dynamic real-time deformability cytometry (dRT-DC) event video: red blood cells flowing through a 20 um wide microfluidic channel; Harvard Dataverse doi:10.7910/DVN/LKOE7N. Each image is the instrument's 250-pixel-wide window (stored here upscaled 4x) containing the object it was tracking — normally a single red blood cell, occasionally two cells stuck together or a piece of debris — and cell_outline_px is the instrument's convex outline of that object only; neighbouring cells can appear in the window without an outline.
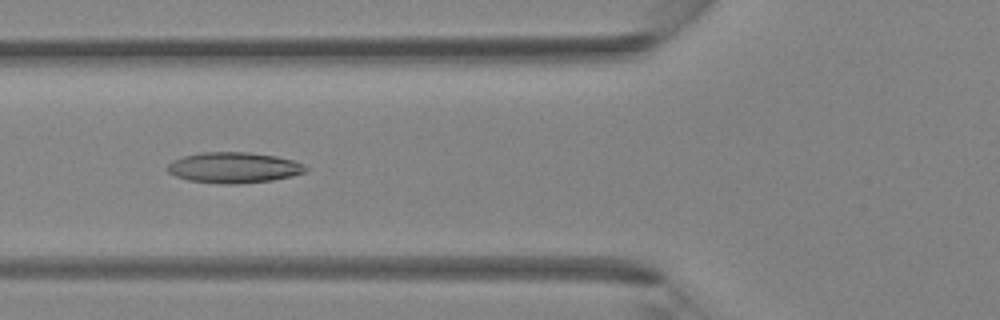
{"species": "Egyptian fruit bat (a non-hibernating species)", "species_latin": "Rousettus aegyptiacus", "temperature_condition": "room temperature", "stored_images_in_passage": 44, "camera_frame_rate_fps": 3000, "um_per_image_px": 0.085, "animal": {"sex": "female"}, "frame": {"image": 1, "passage_image": 17, "time_ms": 5.333, "image_size_px": [1000, 320], "cell_outline_px": [[308, 168], [304, 172], [292, 176], [272, 180], [236, 184], [228, 184], [188, 180], [176, 176], [168, 172], [168, 164], [172, 160], [184, 156], [200, 152], [248, 152], [276, 156], [292, 160], [304, 164]], "centroid_in_image_um": [19.87, 14.24], "position_along_channel_um": 105.9, "area_um2": 24.62}}
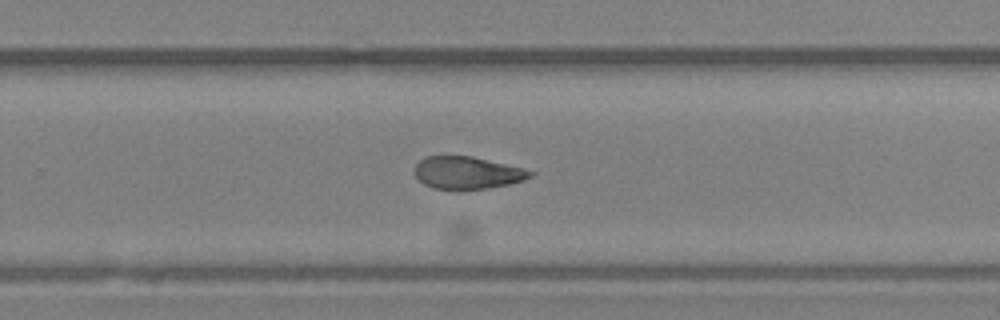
{"frame": {"image": 2, "passage_image": 29, "time_ms": 9.333, "image_size_px": [1000, 320], "cell_outline_px": [[536, 172], [532, 176], [524, 180], [508, 184], [488, 188], [432, 188], [424, 184], [416, 176], [416, 164], [424, 156], [472, 156], [524, 168]], "centroid_in_image_um": [39.75, 14.66], "position_along_channel_um": 290.0, "area_um2": 21.5}}
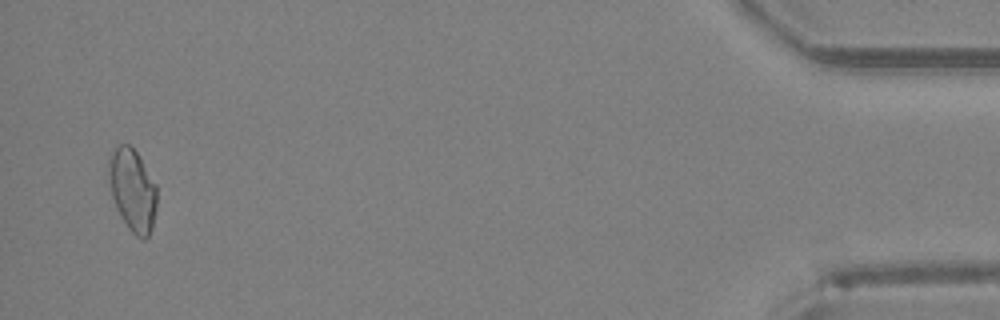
{"frame": {"image": 3, "passage_image": 43, "time_ms": 14.0, "image_size_px": [1000, 320], "cell_outline_px": [[156, 208], [152, 228], [148, 236], [144, 240], [136, 236], [128, 228], [116, 208], [112, 196], [108, 176], [108, 164], [112, 152], [120, 144], [128, 144], [136, 152], [156, 184]], "centroid_in_image_um": [11.26, 16.18], "position_along_channel_um": 423.9, "area_um2": 22.89}}